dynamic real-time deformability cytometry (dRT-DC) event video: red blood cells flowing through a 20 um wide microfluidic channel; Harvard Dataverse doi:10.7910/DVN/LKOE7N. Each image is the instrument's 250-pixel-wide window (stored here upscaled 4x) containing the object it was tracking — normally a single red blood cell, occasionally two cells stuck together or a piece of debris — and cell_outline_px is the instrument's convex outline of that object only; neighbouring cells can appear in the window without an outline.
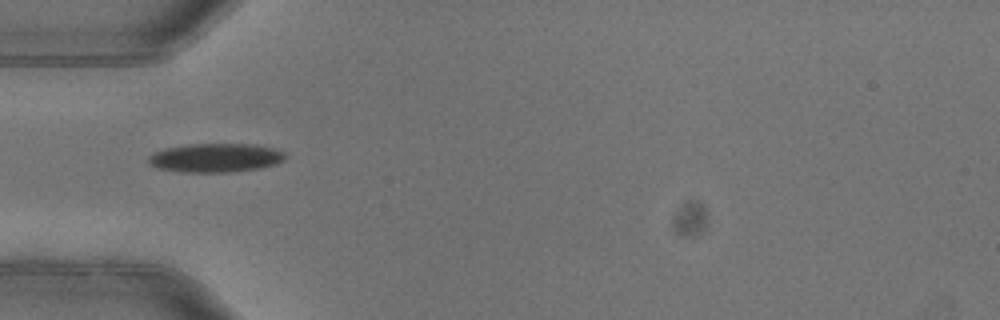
{"species": "common noctule bat (a hibernating species)", "species_latin": "Nyctalus noctula", "temperature_condition": "warm", "stored_images_in_passage": 4, "camera_frame_rate_fps": 3000, "um_per_image_px": 0.085, "animal": {"sex": "female"}, "frame": {"image": 1, "passage_image": 4, "time_ms": 1.0, "image_size_px": [1000, 320], "cell_outline_px": [[288, 156], [284, 160], [276, 164], [260, 168], [232, 172], [180, 172], [156, 168], [148, 164], [148, 156], [164, 148], [188, 144], [256, 144], [276, 148], [284, 152]], "centroid_in_image_um": [18.34, 13.41], "position_along_channel_um": 66.7, "area_um2": 23.35}}